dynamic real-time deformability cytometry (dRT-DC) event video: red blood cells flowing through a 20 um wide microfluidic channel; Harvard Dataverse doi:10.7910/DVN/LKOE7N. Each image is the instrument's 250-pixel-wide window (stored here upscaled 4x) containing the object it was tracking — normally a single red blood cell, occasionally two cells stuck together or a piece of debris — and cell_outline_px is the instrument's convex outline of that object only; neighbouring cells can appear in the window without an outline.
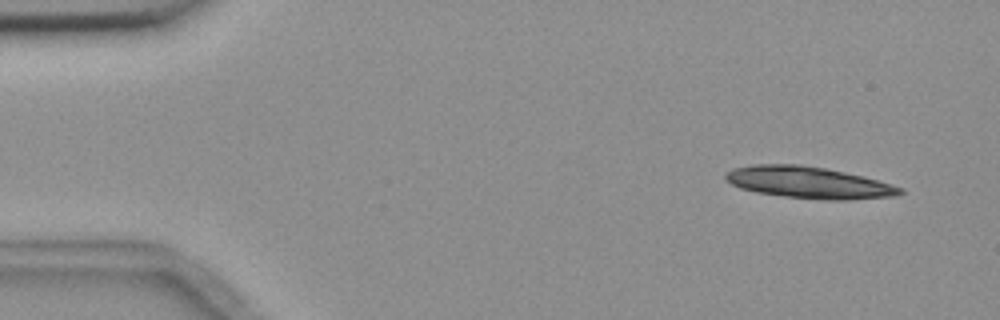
{"species": "common noctule bat (a hibernating species)", "species_latin": "Nyctalus noctula", "temperature_condition": "room temperature", "stored_images_in_passage": 4, "camera_frame_rate_fps": 3000, "um_per_image_px": 0.085, "animal": {"sex": "female", "body_mass_g": 18.4}, "frame": {"image": 1, "passage_image": 1, "time_ms": 0.0, "image_size_px": [1000, 320], "cell_outline_px": [[904, 192], [896, 196], [848, 200], [824, 200], [784, 196], [756, 192], [740, 188], [724, 180], [724, 176], [732, 168], [752, 164], [800, 164], [824, 168], [864, 176], [892, 184], [904, 188]], "centroid_in_image_um": [68.75, 15.51], "position_along_channel_um": 16.3, "area_um2": 32.43}}